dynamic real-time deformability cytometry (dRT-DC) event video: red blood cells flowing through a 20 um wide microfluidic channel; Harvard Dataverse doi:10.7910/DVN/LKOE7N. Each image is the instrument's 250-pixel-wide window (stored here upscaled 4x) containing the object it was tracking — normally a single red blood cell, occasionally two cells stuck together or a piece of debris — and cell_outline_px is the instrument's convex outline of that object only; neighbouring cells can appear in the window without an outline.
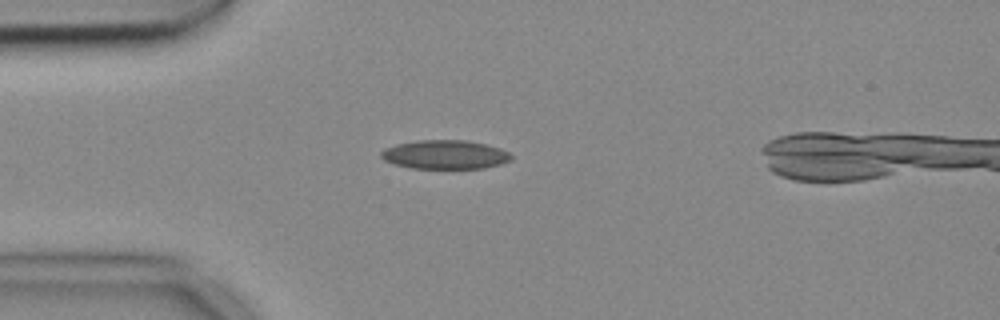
{"species": "common noctule bat (a hibernating species)", "species_latin": "Nyctalus noctula", "temperature_condition": "cold", "stored_images_in_passage": 3, "camera_frame_rate_fps": 3000, "um_per_image_px": 0.085, "animal": {"sex": "female", "body_mass_g": 18.4}, "frame": {"image": 1, "passage_image": 3, "time_ms": 0.667, "image_size_px": [1000, 320], "cell_outline_px": [[512, 160], [500, 164], [484, 168], [412, 168], [396, 164], [384, 160], [380, 156], [380, 152], [384, 148], [396, 144], [416, 140], [464, 140], [484, 144], [500, 148], [508, 152], [512, 156]], "centroid_in_image_um": [37.81, 13.13], "position_along_channel_um": 47.2, "area_um2": 21.85}}